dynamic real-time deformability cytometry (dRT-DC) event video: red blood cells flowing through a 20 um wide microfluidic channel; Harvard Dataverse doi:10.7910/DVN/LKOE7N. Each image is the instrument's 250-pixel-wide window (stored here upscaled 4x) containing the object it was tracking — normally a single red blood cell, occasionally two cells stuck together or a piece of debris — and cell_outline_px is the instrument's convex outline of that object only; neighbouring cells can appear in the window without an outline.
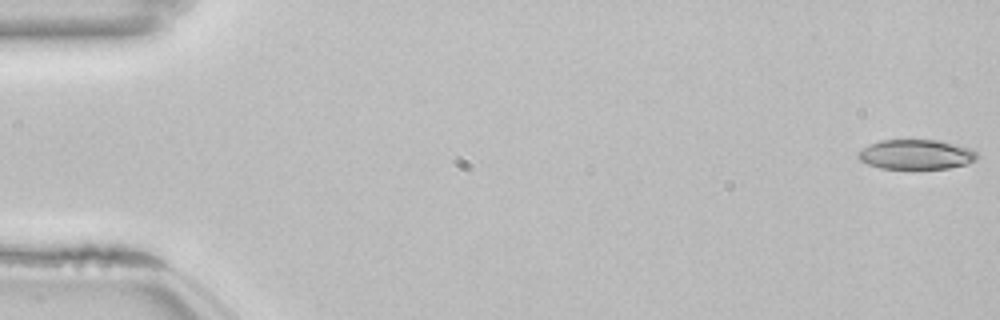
{"species": "common noctule bat (a hibernating species)", "species_latin": "Nyctalus noctula", "temperature_condition": "room temperature", "stored_images_in_passage": 54, "camera_frame_rate_fps": 3000, "um_per_image_px": 0.085, "animal": {"sex": "female", "body_mass_g": 22.7, "forearm_length_mm": 54.2}, "frame": {"image": 1, "passage_image": 1, "time_ms": 0.0, "image_size_px": [1000, 320], "cell_outline_px": [[980, 156], [976, 160], [968, 164], [948, 168], [916, 172], [880, 168], [868, 164], [860, 160], [856, 156], [856, 152], [868, 144], [880, 140], [940, 140], [972, 148]], "centroid_in_image_um": [77.87, 13.17], "position_along_channel_um": 7.1, "area_um2": 21.85}}
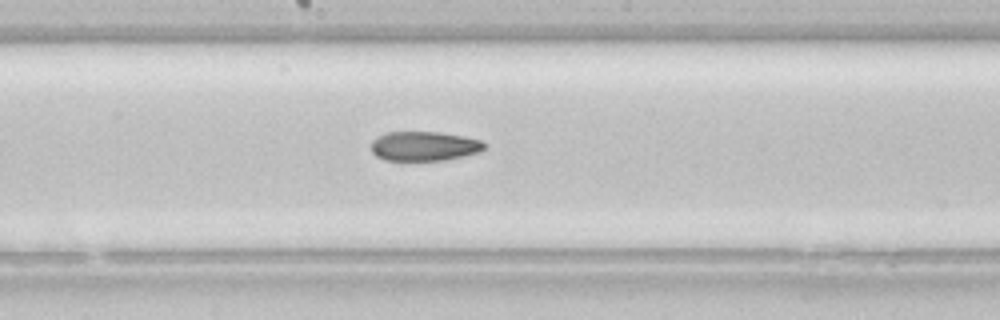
{"frame": {"image": 2, "passage_image": 29, "time_ms": 9.333, "image_size_px": [1000, 320], "cell_outline_px": [[484, 148], [480, 152], [444, 160], [384, 160], [376, 156], [372, 152], [372, 140], [376, 136], [384, 132], [440, 132], [464, 136], [480, 140], [484, 144]], "centroid_in_image_um": [36.01, 12.41], "position_along_channel_um": 212.2, "area_um2": 19.42}}
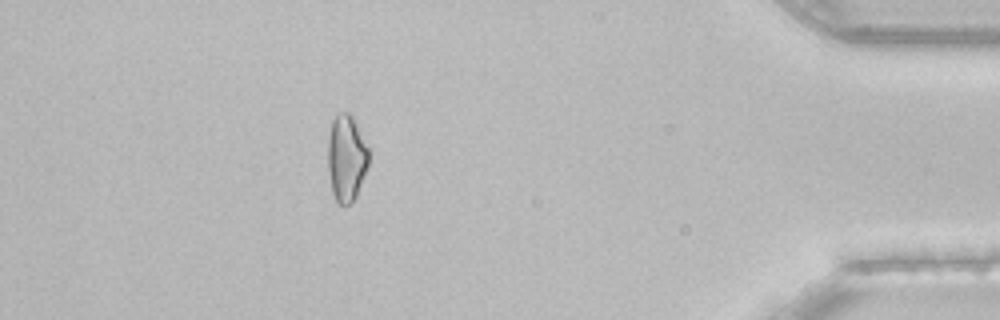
{"frame": {"image": 3, "passage_image": 48, "time_ms": 15.667, "image_size_px": [1000, 320], "cell_outline_px": [[372, 152], [368, 164], [356, 196], [344, 208], [336, 204], [332, 192], [328, 172], [328, 136], [332, 120], [336, 112], [352, 112], [372, 148]], "centroid_in_image_um": [29.48, 13.36], "position_along_channel_um": 405.7, "area_um2": 21.79}}